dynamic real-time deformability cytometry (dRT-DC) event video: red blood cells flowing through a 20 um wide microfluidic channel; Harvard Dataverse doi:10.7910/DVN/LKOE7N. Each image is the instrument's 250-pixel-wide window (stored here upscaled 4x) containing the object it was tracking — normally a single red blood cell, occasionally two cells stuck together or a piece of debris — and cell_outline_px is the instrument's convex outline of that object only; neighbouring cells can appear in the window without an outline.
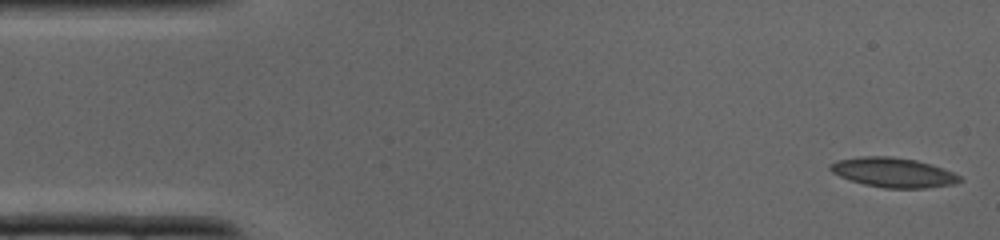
{"species": "common noctule bat (a hibernating species)", "species_latin": "Nyctalus noctula", "temperature_condition": "cold", "stored_images_in_passage": 37, "camera_frame_rate_fps": 3000, "um_per_image_px": 0.085, "animal": {"sex": "male", "body_mass_g": 19.0, "forearm_length_mm": 50.8}, "frame": {"image": 1, "passage_image": 1, "time_ms": 0.0, "image_size_px": [1000, 240], "cell_outline_px": [[964, 180], [956, 184], [928, 188], [884, 188], [864, 184], [840, 176], [832, 172], [828, 168], [828, 164], [836, 160], [860, 156], [892, 156], [916, 160], [952, 172], [960, 176]], "centroid_in_image_um": [75.91, 14.66], "position_along_channel_um": 9.1, "area_um2": 22.37}}
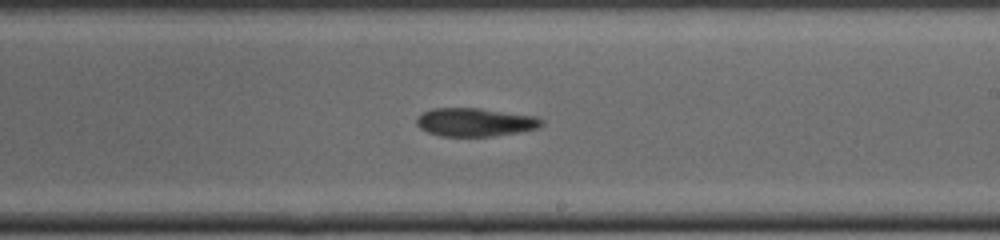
{"frame": {"image": 2, "passage_image": 21, "time_ms": 6.667, "image_size_px": [1000, 240], "cell_outline_px": [[544, 124], [540, 128], [492, 136], [440, 136], [428, 132], [420, 128], [416, 124], [416, 116], [432, 108], [480, 108], [536, 116], [544, 120]], "centroid_in_image_um": [40.39, 10.38], "position_along_channel_um": 248.6, "area_um2": 20.75}}
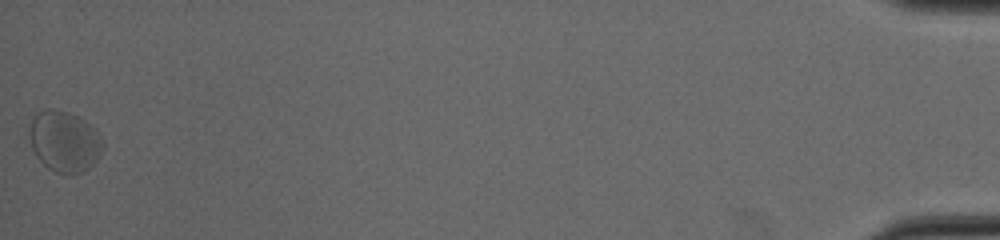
{"frame": {"image": 3, "passage_image": 37, "time_ms": 12.0, "image_size_px": [1000, 240], "cell_outline_px": [[104, 148], [96, 160], [88, 168], [80, 172], [56, 172], [48, 168], [36, 156], [32, 148], [28, 136], [28, 128], [32, 120], [40, 112], [48, 108], [52, 108], [68, 112], [80, 116], [96, 128], [100, 132], [104, 144]], "centroid_in_image_um": [5.49, 11.98], "position_along_channel_um": 429.7, "area_um2": 26.18}}